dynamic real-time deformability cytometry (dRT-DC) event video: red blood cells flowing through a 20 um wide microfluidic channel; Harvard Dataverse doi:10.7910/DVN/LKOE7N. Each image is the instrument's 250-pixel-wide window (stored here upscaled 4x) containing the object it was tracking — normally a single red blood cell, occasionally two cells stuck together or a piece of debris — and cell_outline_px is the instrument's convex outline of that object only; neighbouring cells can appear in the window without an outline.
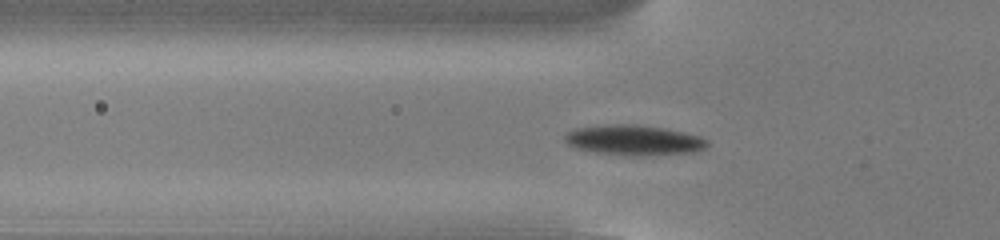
{"species": "common noctule bat (a hibernating species)", "species_latin": "Nyctalus noctula", "temperature_condition": "cold", "stored_images_in_passage": 53, "camera_frame_rate_fps": 3000, "um_per_image_px": 0.085, "animal": {"sex": "male", "body_mass_g": 13.0, "forearm_length_mm": 53.1}, "frame": {"image": 1, "passage_image": 17, "time_ms": 5.333, "image_size_px": [1000, 240], "cell_outline_px": [[708, 144], [704, 148], [692, 152], [640, 156], [632, 156], [596, 152], [576, 148], [568, 144], [564, 140], [564, 136], [568, 132], [576, 128], [616, 124], [636, 124], [664, 128], [684, 132], [700, 136], [708, 140]], "centroid_in_image_um": [53.89, 11.91], "position_along_channel_um": 71.9, "area_um2": 24.91}}
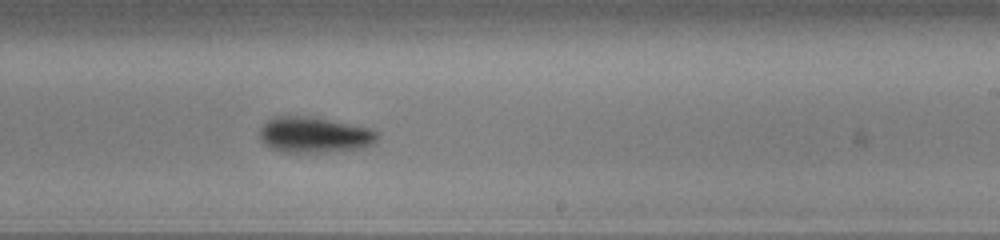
{"frame": {"image": 2, "passage_image": 32, "time_ms": 10.333, "image_size_px": [1000, 240], "cell_outline_px": [[380, 132], [376, 144], [364, 148], [328, 152], [280, 152], [264, 144], [260, 140], [260, 128], [272, 116], [308, 116], [372, 128]], "centroid_in_image_um": [26.76, 11.47], "position_along_channel_um": 262.2, "area_um2": 24.91}}
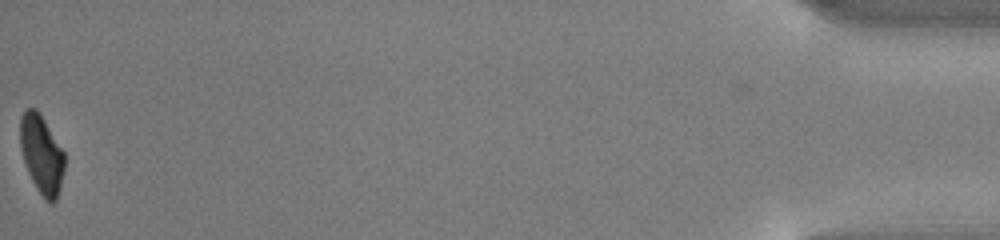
{"frame": {"image": 3, "passage_image": 53, "time_ms": 17.333, "image_size_px": [1000, 240], "cell_outline_px": [[64, 172], [60, 188], [56, 200], [52, 204], [44, 200], [36, 188], [28, 172], [20, 148], [20, 116], [24, 108], [36, 108], [44, 120], [64, 152]], "centroid_in_image_um": [3.52, 13.13], "position_along_channel_um": 431.7, "area_um2": 20.35}, "authors_computed_cell_mechanics": {"area_um2": 22.4264, "velocity_mm_per_s": 3.8192, "shape_relaxation_time_tau1_ms": 1.8013, "shape_relaxation_time_tau2_ms": null, "deformation_change_tau1": 0.128, "deformation_change_tau2": null}}